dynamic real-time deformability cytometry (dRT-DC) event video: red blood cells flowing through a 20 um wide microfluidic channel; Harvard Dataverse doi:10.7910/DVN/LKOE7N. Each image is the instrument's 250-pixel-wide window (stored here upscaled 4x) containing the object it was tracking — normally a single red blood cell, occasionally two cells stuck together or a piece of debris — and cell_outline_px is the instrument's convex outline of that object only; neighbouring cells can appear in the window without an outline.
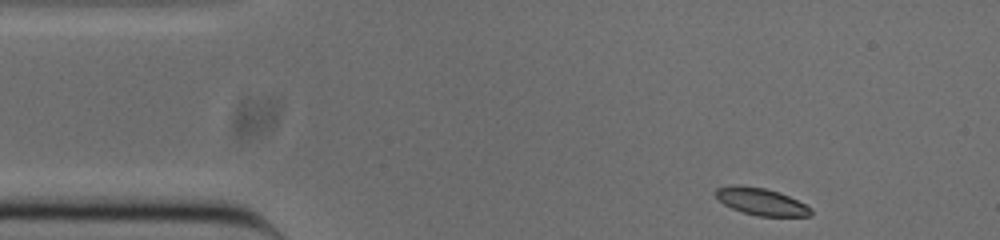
{"species": "common noctule bat (a hibernating species)", "species_latin": "Nyctalus noctula", "temperature_condition": "cold", "stored_images_in_passage": 47, "camera_frame_rate_fps": 3000, "um_per_image_px": 0.085, "animal": {"sex": "male", "body_mass_g": 20.0, "forearm_length_mm": 53.3}, "frame": {"image": 1, "passage_image": 1, "time_ms": 0.0, "image_size_px": [1000, 240], "cell_outline_px": [[812, 216], [756, 216], [732, 208], [724, 204], [716, 196], [716, 188], [732, 184], [740, 184], [764, 188], [788, 196], [812, 208]], "centroid_in_image_um": [64.69, 17.13], "position_along_channel_um": 20.3, "area_um2": 14.91}}
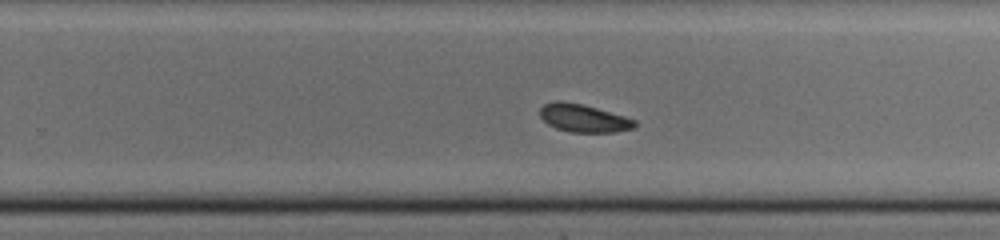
{"frame": {"image": 2, "passage_image": 27, "time_ms": 8.667, "image_size_px": [1000, 240], "cell_outline_px": [[636, 128], [616, 132], [568, 132], [556, 128], [548, 124], [540, 116], [540, 108], [544, 104], [556, 100], [560, 100], [584, 104], [624, 116], [636, 120]], "centroid_in_image_um": [49.61, 10.04], "position_along_channel_um": 280.2, "area_um2": 15.55}}
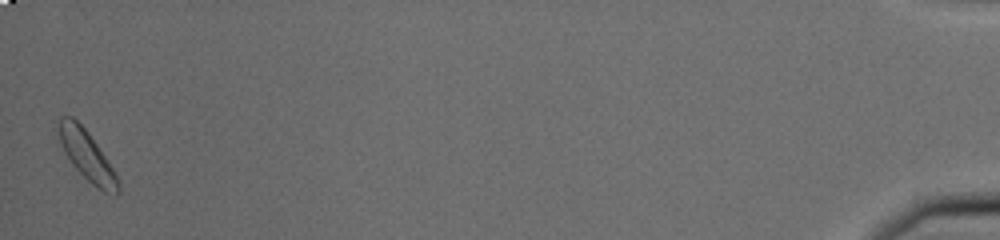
{"frame": {"image": 3, "passage_image": 47, "time_ms": 15.333, "image_size_px": [1000, 240], "cell_outline_px": [[120, 192], [116, 196], [104, 192], [92, 184], [72, 164], [64, 152], [60, 144], [60, 116], [72, 116], [88, 132], [112, 168], [120, 184]], "centroid_in_image_um": [7.41, 13.27], "position_along_channel_um": 427.8, "area_um2": 16.7}, "authors_computed_cell_mechanics": {"area_um2": 15.8372, "velocity_mm_per_s": 3.7921, "shape_relaxation_time_tau1_ms": 2.8275, "shape_relaxation_time_tau2_ms": 11.0854, "deformation_change_tau1": 0.0747, "deformation_change_tau2": 0.1266}}